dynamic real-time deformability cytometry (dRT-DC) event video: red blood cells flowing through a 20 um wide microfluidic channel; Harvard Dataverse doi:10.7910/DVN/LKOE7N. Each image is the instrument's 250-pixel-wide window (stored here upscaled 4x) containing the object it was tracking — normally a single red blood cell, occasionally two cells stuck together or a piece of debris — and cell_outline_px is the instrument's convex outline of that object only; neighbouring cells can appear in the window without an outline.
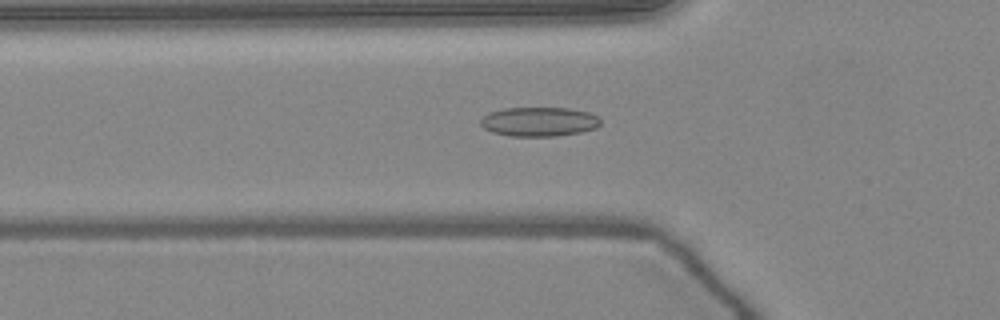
{"species": "common noctule bat (a hibernating species)", "species_latin": "Nyctalus noctula", "temperature_condition": "warm", "stored_images_in_passage": 51, "camera_frame_rate_fps": 3000, "um_per_image_px": 0.085, "animal": {"sex": "female", "body_mass_g": 24.6, "forearm_length_mm": 56.2}, "frame": {"image": 1, "passage_image": 17, "time_ms": 5.333, "image_size_px": [1000, 320], "cell_outline_px": [[600, 124], [596, 128], [580, 132], [556, 136], [508, 136], [492, 132], [484, 128], [480, 124], [480, 120], [488, 112], [504, 108], [568, 108], [588, 112], [596, 116], [600, 120]], "centroid_in_image_um": [45.79, 10.34], "position_along_channel_um": 80.0, "area_um2": 20.46}}
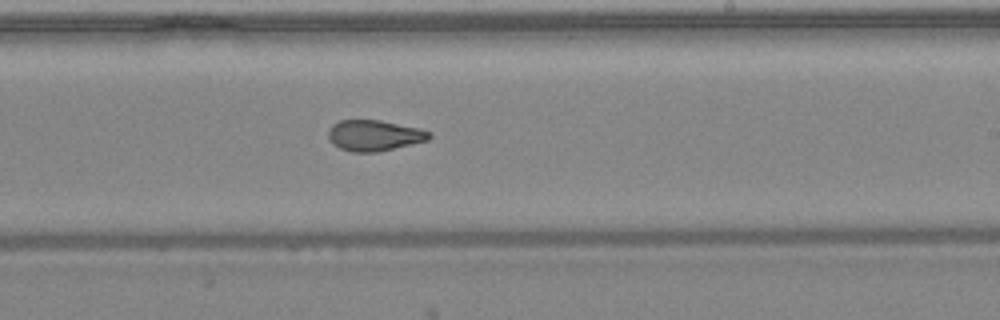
{"frame": {"image": 2, "passage_image": 30, "time_ms": 9.667, "image_size_px": [1000, 320], "cell_outline_px": [[432, 136], [428, 140], [376, 152], [352, 152], [340, 148], [332, 144], [328, 136], [328, 132], [332, 124], [340, 120], [380, 120], [420, 128], [432, 132]], "centroid_in_image_um": [31.81, 11.5], "position_along_channel_um": 257.2, "area_um2": 18.15}}
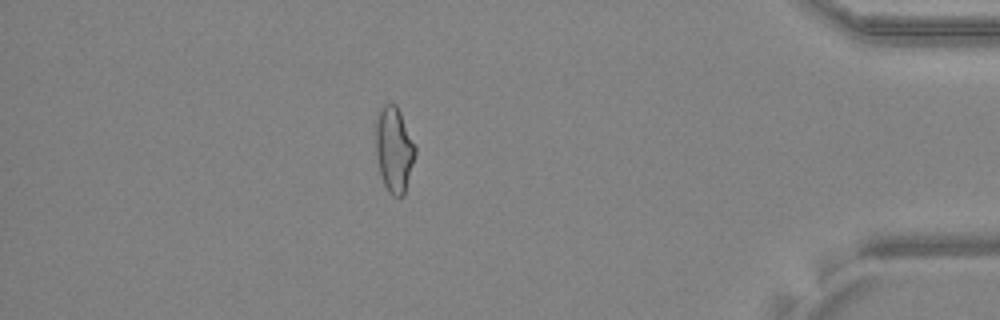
{"frame": {"image": 3, "passage_image": 44, "time_ms": 14.333, "image_size_px": [1000, 320], "cell_outline_px": [[416, 156], [404, 196], [392, 196], [388, 192], [384, 184], [380, 172], [376, 156], [376, 116], [380, 108], [384, 104], [396, 104], [400, 112], [416, 148]], "centroid_in_image_um": [33.5, 12.73], "position_along_channel_um": 401.7, "area_um2": 19.71}, "authors_computed_cell_mechanics": {"area_um2": 19.363, "velocity_mm_per_s": 4.0564, "shape_relaxation_time_tau1_ms": null, "shape_relaxation_time_tau2_ms": 1.8644, "deformation_change_tau1": null, "deformation_change_tau2": 0.0821}}